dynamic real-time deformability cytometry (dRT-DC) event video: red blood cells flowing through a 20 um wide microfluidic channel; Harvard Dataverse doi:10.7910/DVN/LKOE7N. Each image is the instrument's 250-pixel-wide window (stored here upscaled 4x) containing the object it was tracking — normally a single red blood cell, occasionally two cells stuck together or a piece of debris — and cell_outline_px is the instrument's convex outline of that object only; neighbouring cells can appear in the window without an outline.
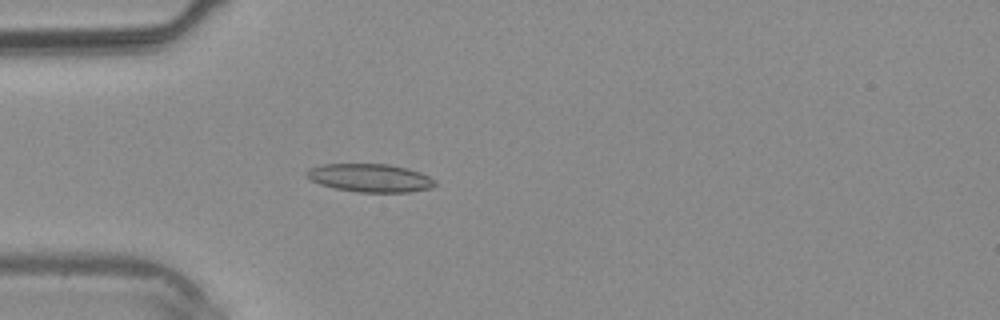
{"species": "common noctule bat (a hibernating species)", "species_latin": "Nyctalus noctula", "temperature_condition": "warm", "stored_images_in_passage": 39, "camera_frame_rate_fps": 3000, "um_per_image_px": 0.085, "animal": {"sex": "male", "body_mass_g": 20.4}, "frame": {"image": 1, "passage_image": 12, "time_ms": 3.667, "image_size_px": [1000, 320], "cell_outline_px": [[436, 184], [432, 188], [412, 192], [356, 192], [336, 188], [320, 184], [304, 176], [304, 172], [308, 168], [320, 164], [388, 164], [408, 168], [420, 172], [436, 180]], "centroid_in_image_um": [31.45, 15.12], "position_along_channel_um": 53.6, "area_um2": 21.33}}
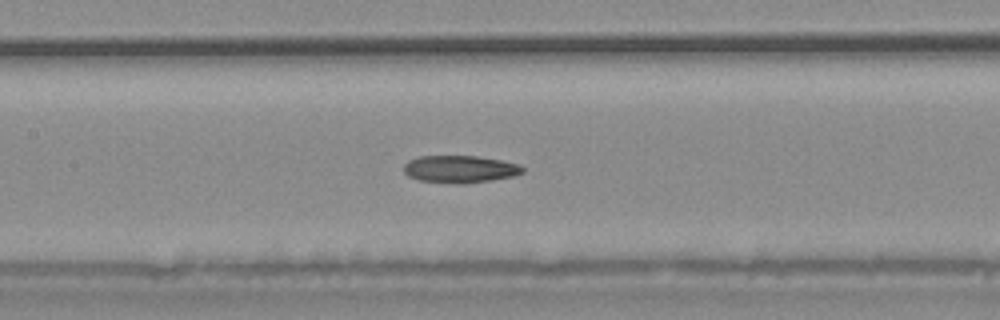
{"frame": {"image": 2, "passage_image": 19, "time_ms": 6.0, "image_size_px": [1000, 320], "cell_outline_px": [[524, 172], [516, 176], [492, 180], [460, 184], [420, 180], [408, 176], [404, 172], [404, 164], [408, 160], [420, 156], [476, 156], [500, 160], [516, 164], [524, 168]], "centroid_in_image_um": [39.09, 14.37], "position_along_channel_um": 168.3, "area_um2": 18.84}}
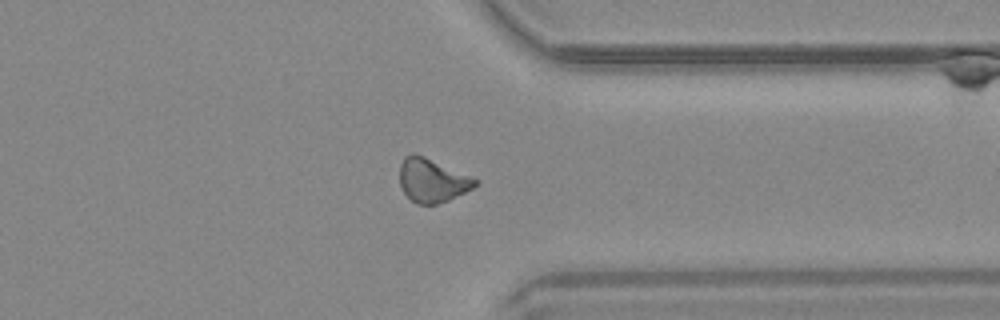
{"frame": {"image": 3, "passage_image": 31, "time_ms": 10.0, "image_size_px": [1000, 320], "cell_outline_px": [[480, 180], [472, 188], [448, 200], [436, 204], [416, 204], [400, 188], [400, 164], [404, 156], [412, 152], [424, 156]], "centroid_in_image_um": [36.7, 15.32], "position_along_channel_um": 374.7, "area_um2": 19.07}}